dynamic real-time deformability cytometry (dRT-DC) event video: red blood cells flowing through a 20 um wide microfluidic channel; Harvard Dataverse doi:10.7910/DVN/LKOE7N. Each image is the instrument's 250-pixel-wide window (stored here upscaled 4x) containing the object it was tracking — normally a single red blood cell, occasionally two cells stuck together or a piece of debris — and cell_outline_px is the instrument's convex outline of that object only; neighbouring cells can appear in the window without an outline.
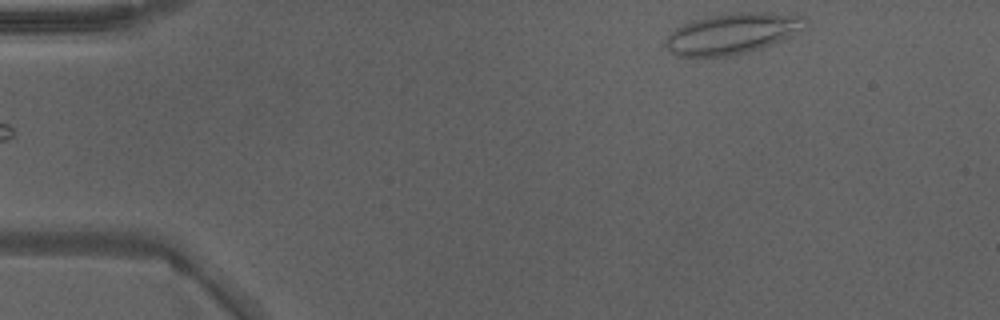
{"species": "Egyptian fruit bat (a non-hibernating species)", "species_latin": "Rousettus aegyptiacus", "temperature_condition": "warm", "stored_images_in_passage": 42, "camera_frame_rate_fps": 3000, "um_per_image_px": 0.085, "animal": {"sex": "male"}, "frame": {"image": 1, "passage_image": 1, "time_ms": 0.0, "image_size_px": [1000, 320], "cell_outline_px": [[808, 24], [804, 32], [760, 48], [728, 56], [676, 56], [664, 44], [668, 36], [676, 28], [684, 24], [696, 20], [712, 16], [740, 12], [768, 12], [804, 16]], "centroid_in_image_um": [62.34, 2.84], "position_along_channel_um": 22.7, "area_um2": 32.95}}
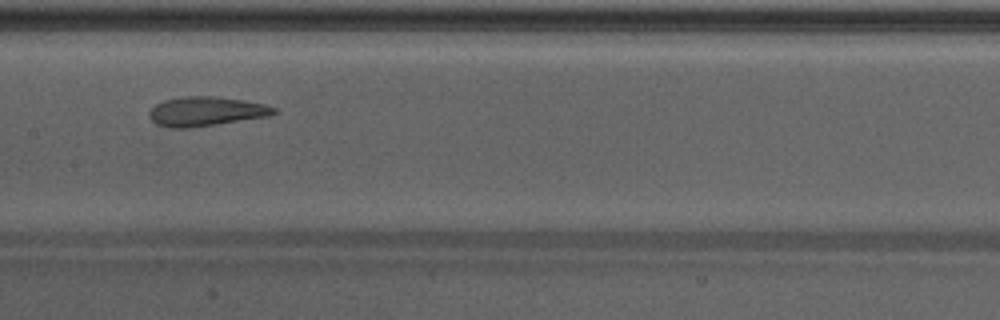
{"frame": {"image": 2, "passage_image": 19, "time_ms": 6.0, "image_size_px": [1000, 320], "cell_outline_px": [[280, 112], [268, 116], [216, 124], [188, 128], [168, 128], [156, 124], [148, 116], [148, 112], [156, 104], [164, 100], [184, 96], [212, 96], [244, 100], [264, 104], [276, 108]], "centroid_in_image_um": [17.5, 9.47], "position_along_channel_um": 189.9, "area_um2": 21.33}, "authors_computed_cell_mechanics": {"area_um2": 22.7154, "velocity_mm_per_s": 4.2744, "shape_relaxation_time_tau1_ms": null, "shape_relaxation_time_tau2_ms": 2.9069, "deformation_change_tau1": null, "deformation_change_tau2": 0.084}}